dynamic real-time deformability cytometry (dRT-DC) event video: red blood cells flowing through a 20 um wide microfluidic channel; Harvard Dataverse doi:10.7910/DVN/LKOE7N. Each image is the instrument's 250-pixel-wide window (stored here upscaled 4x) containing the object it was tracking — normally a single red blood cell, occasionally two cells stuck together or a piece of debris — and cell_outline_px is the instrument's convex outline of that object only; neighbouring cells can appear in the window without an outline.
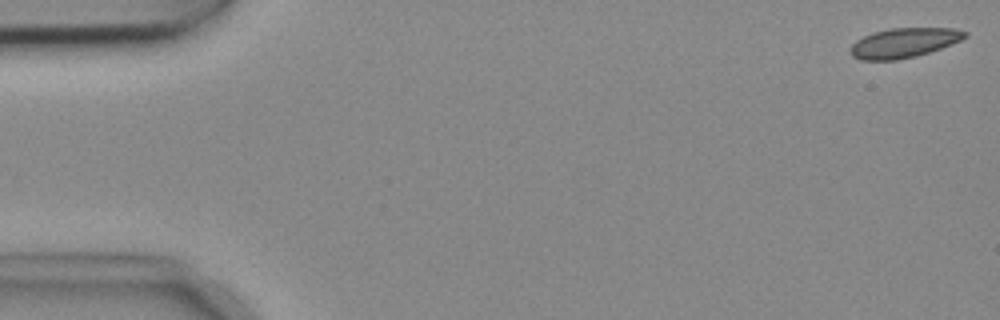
{"species": "common noctule bat (a hibernating species)", "species_latin": "Nyctalus noctula", "temperature_condition": "cold", "stored_images_in_passage": 54, "camera_frame_rate_fps": 3000, "um_per_image_px": 0.085, "animal": {"sex": "female", "body_mass_g": 18.4}, "frame": {"image": 1, "passage_image": 1, "time_ms": 0.0, "image_size_px": [1000, 320], "cell_outline_px": [[968, 36], [952, 44], [916, 56], [896, 60], [860, 60], [852, 56], [848, 52], [848, 48], [856, 40], [872, 32], [888, 28], [952, 28], [968, 32]], "centroid_in_image_um": [76.78, 3.64], "position_along_channel_um": 8.2, "area_um2": 19.94}}
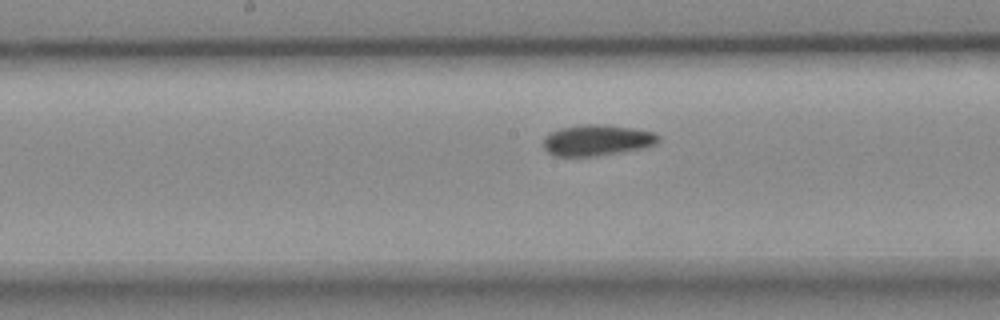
{"frame": {"image": 2, "passage_image": 27, "time_ms": 8.667, "image_size_px": [1000, 320], "cell_outline_px": [[660, 140], [656, 144], [644, 148], [624, 152], [592, 156], [556, 156], [548, 152], [544, 148], [544, 136], [548, 132], [560, 128], [580, 124], [604, 124], [632, 128], [656, 132], [660, 136]], "centroid_in_image_um": [50.76, 11.91], "position_along_channel_um": 197.4, "area_um2": 21.1}}
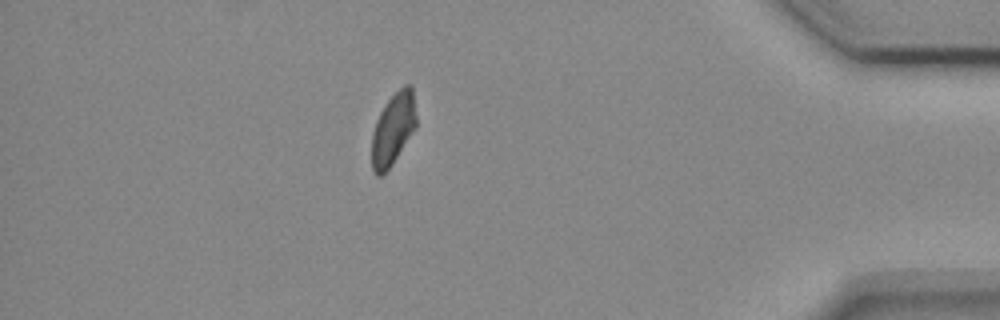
{"frame": {"image": 3, "passage_image": 47, "time_ms": 15.333, "image_size_px": [1000, 320], "cell_outline_px": [[416, 128], [392, 164], [380, 176], [376, 176], [372, 168], [372, 132], [376, 120], [380, 112], [388, 100], [404, 84], [412, 84], [416, 116]], "centroid_in_image_um": [33.42, 10.95], "position_along_channel_um": 401.8, "area_um2": 18.61}, "authors_computed_cell_mechanics": {"area_um2": 20.2011, "velocity_mm_per_s": 3.7106, "shape_relaxation_time_tau1_ms": 10.1286, "shape_relaxation_time_tau2_ms": null, "deformation_change_tau1": 0.131, "deformation_change_tau2": null}}